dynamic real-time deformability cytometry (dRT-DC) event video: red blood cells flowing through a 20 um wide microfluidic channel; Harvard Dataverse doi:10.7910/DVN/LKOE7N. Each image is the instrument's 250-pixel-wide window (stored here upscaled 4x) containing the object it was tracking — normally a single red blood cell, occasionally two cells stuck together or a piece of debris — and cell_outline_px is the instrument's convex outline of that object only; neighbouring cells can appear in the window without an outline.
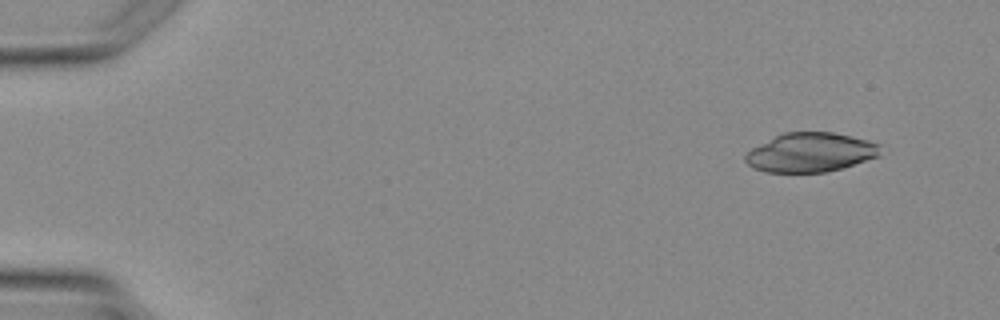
{"species": "Egyptian fruit bat (a non-hibernating species)", "species_latin": "Rousettus aegyptiacus", "temperature_condition": "warm", "stored_images_in_passage": 3, "camera_frame_rate_fps": 3000, "um_per_image_px": 0.085, "animal": {"sex": "female"}, "frame": {"image": 1, "passage_image": 1, "time_ms": 0.0, "image_size_px": [1000, 320], "cell_outline_px": [[884, 144], [880, 156], [844, 168], [824, 172], [764, 172], [752, 168], [744, 160], [744, 156], [752, 148], [784, 132], [832, 132], [852, 136]], "centroid_in_image_um": [68.96, 12.96], "position_along_channel_um": 16.0, "area_um2": 31.15}}
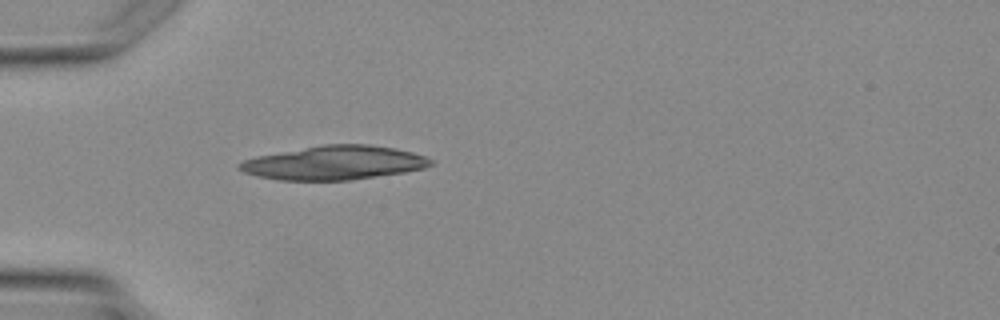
{"frame": {"image": 2, "passage_image": 3, "time_ms": 3.0, "image_size_px": [1000, 320], "cell_outline_px": [[432, 164], [424, 168], [404, 172], [348, 180], [280, 180], [256, 176], [244, 172], [236, 168], [236, 164], [244, 160], [256, 156], [324, 144], [368, 144], [392, 148], [412, 152], [424, 156], [432, 160]], "centroid_in_image_um": [28.35, 13.84], "position_along_channel_um": 56.6, "area_um2": 37.57}}